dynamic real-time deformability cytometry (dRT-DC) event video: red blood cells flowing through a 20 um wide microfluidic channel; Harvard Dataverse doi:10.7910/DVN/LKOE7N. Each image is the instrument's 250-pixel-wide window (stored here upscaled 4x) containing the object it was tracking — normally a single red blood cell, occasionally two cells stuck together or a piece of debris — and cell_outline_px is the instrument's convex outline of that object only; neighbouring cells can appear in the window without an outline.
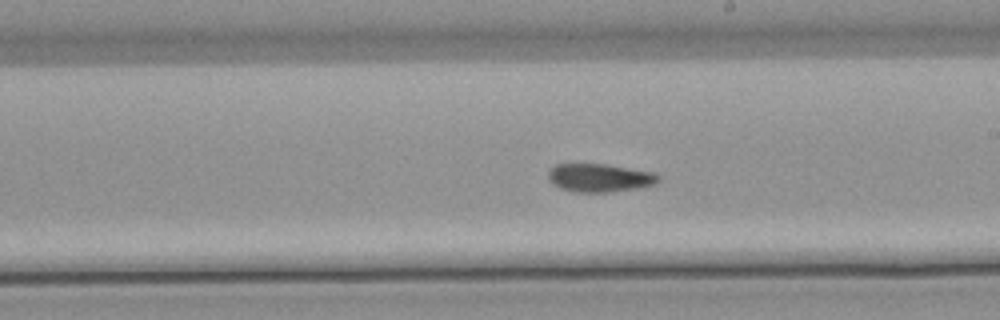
{"species": "common noctule bat (a hibernating species)", "species_latin": "Nyctalus noctula", "temperature_condition": "warm", "stored_images_in_passage": 24, "camera_frame_rate_fps": 3000, "um_per_image_px": 0.085, "animal": {"sex": "male", "body_mass_g": 21.5, "forearm_length_mm": 52.0}, "frame": {"image": 1, "passage_image": 11, "time_ms": 3.333, "image_size_px": [1000, 320], "cell_outline_px": [[660, 180], [656, 184], [640, 188], [608, 192], [576, 192], [560, 188], [552, 184], [548, 176], [548, 172], [556, 164], [604, 164], [652, 172], [660, 176]], "centroid_in_image_um": [50.98, 15.12], "position_along_channel_um": 238.0, "area_um2": 18.09}}